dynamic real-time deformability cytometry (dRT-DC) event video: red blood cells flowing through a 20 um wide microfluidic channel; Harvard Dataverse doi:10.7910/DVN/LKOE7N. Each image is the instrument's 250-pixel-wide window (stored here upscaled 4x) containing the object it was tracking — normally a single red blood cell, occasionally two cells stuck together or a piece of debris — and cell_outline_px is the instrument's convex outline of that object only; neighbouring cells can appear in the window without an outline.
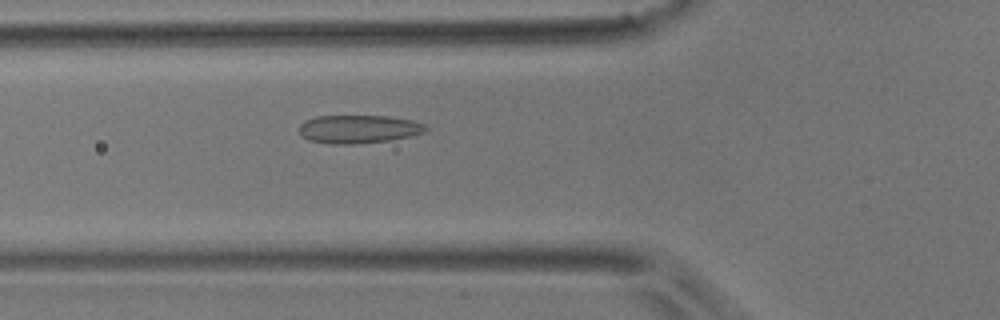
{"species": "common noctule bat (a hibernating species)", "species_latin": "Nyctalus noctula", "temperature_condition": "room temperature", "stored_images_in_passage": 48, "camera_frame_rate_fps": 3000, "um_per_image_px": 0.085, "animal": {"sex": "male", "body_mass_g": 17.9}, "frame": {"image": 1, "passage_image": 15, "time_ms": 4.667, "image_size_px": [1000, 320], "cell_outline_px": [[428, 128], [424, 132], [412, 136], [392, 140], [356, 144], [328, 144], [308, 140], [300, 136], [300, 124], [304, 120], [316, 116], [388, 116], [412, 120], [424, 124]], "centroid_in_image_um": [30.46, 10.98], "position_along_channel_um": 95.3, "area_um2": 21.1}}
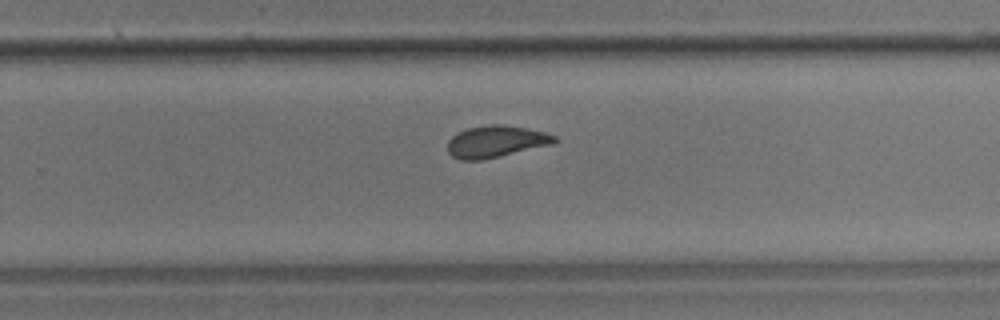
{"frame": {"image": 2, "passage_image": 30, "time_ms": 9.667, "image_size_px": [1000, 320], "cell_outline_px": [[556, 140], [552, 144], [480, 160], [460, 160], [452, 156], [448, 152], [448, 140], [456, 132], [468, 128], [492, 124], [500, 124], [524, 128], [544, 132], [556, 136]], "centroid_in_image_um": [42.1, 12.03], "position_along_channel_um": 287.7, "area_um2": 19.48}}
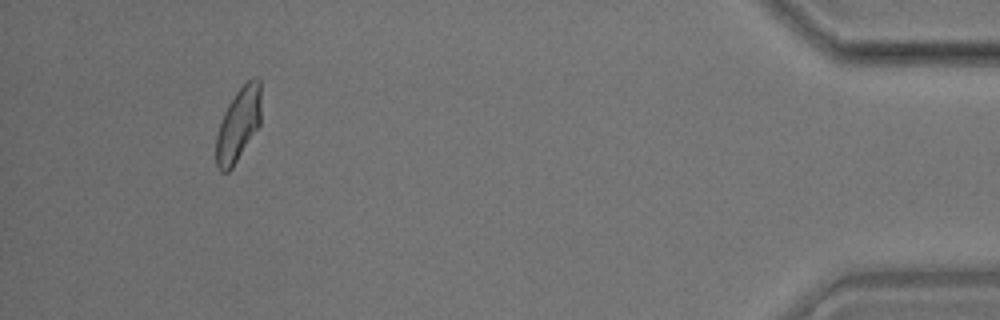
{"frame": {"image": 3, "passage_image": 45, "time_ms": 14.667, "image_size_px": [1000, 320], "cell_outline_px": [[260, 124], [232, 168], [228, 172], [220, 172], [216, 168], [216, 136], [224, 112], [228, 104], [236, 92], [248, 80], [256, 76], [260, 80]], "centroid_in_image_um": [20.25, 10.6], "position_along_channel_um": 415.0, "area_um2": 19.13}, "authors_computed_cell_mechanics": {"area_um2": 19.9699, "velocity_mm_per_s": 3.8481, "shape_relaxation_time_tau1_ms": null, "shape_relaxation_time_tau2_ms": 1.3373, "deformation_change_tau1": null, "deformation_change_tau2": 0.0656}}